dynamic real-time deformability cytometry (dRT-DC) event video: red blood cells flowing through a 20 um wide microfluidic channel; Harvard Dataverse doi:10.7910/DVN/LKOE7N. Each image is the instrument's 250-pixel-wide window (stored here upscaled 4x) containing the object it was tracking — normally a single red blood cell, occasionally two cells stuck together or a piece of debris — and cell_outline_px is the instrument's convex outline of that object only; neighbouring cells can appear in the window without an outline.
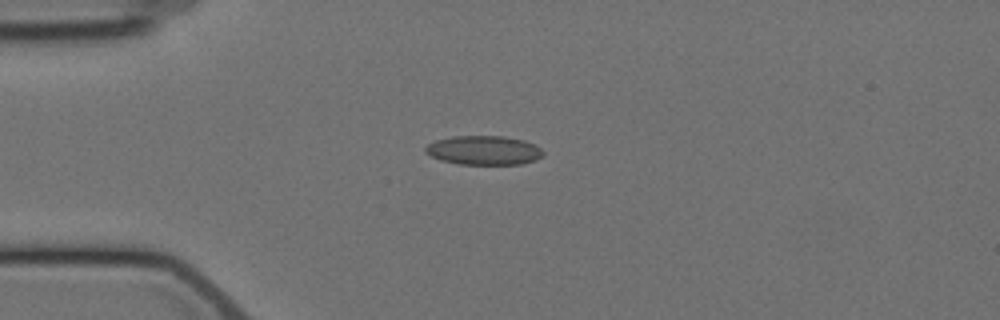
{"species": "Egyptian fruit bat (a non-hibernating species)", "species_latin": "Rousettus aegyptiacus", "temperature_condition": "cold", "stored_images_in_passage": 4, "camera_frame_rate_fps": 3000, "um_per_image_px": 0.085, "animal": {"sex": "female"}, "frame": {"image": 1, "passage_image": 2, "time_ms": 2.333, "image_size_px": [1000, 320], "cell_outline_px": [[544, 156], [536, 160], [520, 164], [460, 164], [440, 160], [424, 152], [424, 148], [428, 144], [436, 140], [452, 136], [504, 136], [524, 140], [536, 144], [544, 152]], "centroid_in_image_um": [41.15, 12.77], "position_along_channel_um": 43.9, "area_um2": 20.11}}
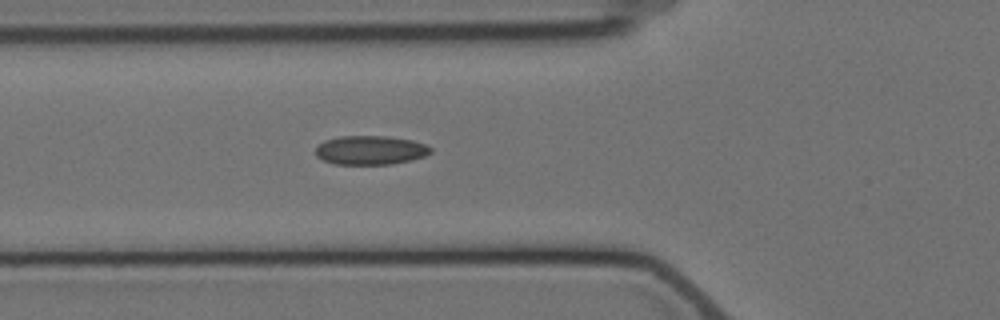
{"frame": {"image": 2, "passage_image": 4, "time_ms": 4.333, "image_size_px": [1000, 320], "cell_outline_px": [[432, 152], [424, 156], [412, 160], [392, 164], [332, 164], [316, 156], [316, 148], [324, 140], [340, 136], [384, 136], [412, 140], [424, 144], [432, 148]], "centroid_in_image_um": [31.48, 12.77], "position_along_channel_um": 94.3, "area_um2": 19.42}}